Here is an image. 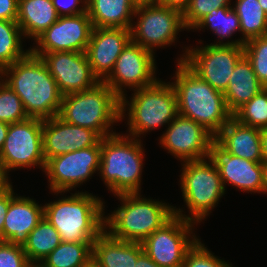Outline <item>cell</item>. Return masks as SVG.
<instances>
[{"label":"cell","instance_id":"cell-1","mask_svg":"<svg viewBox=\"0 0 267 267\" xmlns=\"http://www.w3.org/2000/svg\"><path fill=\"white\" fill-rule=\"evenodd\" d=\"M2 72L3 82L19 96L29 118L59 115L63 95L40 57L29 52Z\"/></svg>","mask_w":267,"mask_h":267},{"label":"cell","instance_id":"cell-2","mask_svg":"<svg viewBox=\"0 0 267 267\" xmlns=\"http://www.w3.org/2000/svg\"><path fill=\"white\" fill-rule=\"evenodd\" d=\"M173 82L178 114L202 125L214 137L233 118L223 92L199 78L183 62H177Z\"/></svg>","mask_w":267,"mask_h":267},{"label":"cell","instance_id":"cell-3","mask_svg":"<svg viewBox=\"0 0 267 267\" xmlns=\"http://www.w3.org/2000/svg\"><path fill=\"white\" fill-rule=\"evenodd\" d=\"M44 205V217L63 242L93 243L105 230V202L87 191L70 193Z\"/></svg>","mask_w":267,"mask_h":267},{"label":"cell","instance_id":"cell-4","mask_svg":"<svg viewBox=\"0 0 267 267\" xmlns=\"http://www.w3.org/2000/svg\"><path fill=\"white\" fill-rule=\"evenodd\" d=\"M142 140L115 133L101 139L98 174L110 192L141 194V176L145 157Z\"/></svg>","mask_w":267,"mask_h":267},{"label":"cell","instance_id":"cell-5","mask_svg":"<svg viewBox=\"0 0 267 267\" xmlns=\"http://www.w3.org/2000/svg\"><path fill=\"white\" fill-rule=\"evenodd\" d=\"M116 196L121 206L104 219L106 232L116 239L142 243L175 215L173 205L159 199H147L140 193Z\"/></svg>","mask_w":267,"mask_h":267},{"label":"cell","instance_id":"cell-6","mask_svg":"<svg viewBox=\"0 0 267 267\" xmlns=\"http://www.w3.org/2000/svg\"><path fill=\"white\" fill-rule=\"evenodd\" d=\"M133 92L130 101L127 94L121 98V121L127 117L128 124L126 132L129 134H125L141 139L144 133L168 126L178 115L177 98L171 82L158 79L154 84Z\"/></svg>","mask_w":267,"mask_h":267},{"label":"cell","instance_id":"cell-7","mask_svg":"<svg viewBox=\"0 0 267 267\" xmlns=\"http://www.w3.org/2000/svg\"><path fill=\"white\" fill-rule=\"evenodd\" d=\"M121 99L104 82L62 97L59 117L65 122L89 128L101 138L115 134L113 125L121 122Z\"/></svg>","mask_w":267,"mask_h":267},{"label":"cell","instance_id":"cell-8","mask_svg":"<svg viewBox=\"0 0 267 267\" xmlns=\"http://www.w3.org/2000/svg\"><path fill=\"white\" fill-rule=\"evenodd\" d=\"M183 164V165H182ZM180 189L187 211L174 206V214L195 224L203 222L226 194L218 169L208 159L181 163Z\"/></svg>","mask_w":267,"mask_h":267},{"label":"cell","instance_id":"cell-9","mask_svg":"<svg viewBox=\"0 0 267 267\" xmlns=\"http://www.w3.org/2000/svg\"><path fill=\"white\" fill-rule=\"evenodd\" d=\"M135 18L137 21H132L130 28L131 40L153 53L156 48L175 44L178 33L186 29L182 10L173 6L139 5Z\"/></svg>","mask_w":267,"mask_h":267},{"label":"cell","instance_id":"cell-10","mask_svg":"<svg viewBox=\"0 0 267 267\" xmlns=\"http://www.w3.org/2000/svg\"><path fill=\"white\" fill-rule=\"evenodd\" d=\"M177 62H183L214 89L225 92L237 62L244 56L243 45H200L184 47Z\"/></svg>","mask_w":267,"mask_h":267},{"label":"cell","instance_id":"cell-11","mask_svg":"<svg viewBox=\"0 0 267 267\" xmlns=\"http://www.w3.org/2000/svg\"><path fill=\"white\" fill-rule=\"evenodd\" d=\"M43 120L27 118L9 124L8 133L0 151V163L9 174L11 170L38 166L44 172L46 161L42 143Z\"/></svg>","mask_w":267,"mask_h":267},{"label":"cell","instance_id":"cell-12","mask_svg":"<svg viewBox=\"0 0 267 267\" xmlns=\"http://www.w3.org/2000/svg\"><path fill=\"white\" fill-rule=\"evenodd\" d=\"M100 157L101 140L95 146L50 158L44 172L51 193L63 195L83 185L94 173L99 172Z\"/></svg>","mask_w":267,"mask_h":267},{"label":"cell","instance_id":"cell-13","mask_svg":"<svg viewBox=\"0 0 267 267\" xmlns=\"http://www.w3.org/2000/svg\"><path fill=\"white\" fill-rule=\"evenodd\" d=\"M194 225L174 215L142 242L144 252L160 267H182L186 252L198 239Z\"/></svg>","mask_w":267,"mask_h":267},{"label":"cell","instance_id":"cell-14","mask_svg":"<svg viewBox=\"0 0 267 267\" xmlns=\"http://www.w3.org/2000/svg\"><path fill=\"white\" fill-rule=\"evenodd\" d=\"M156 69L155 53L131 40L103 82L121 99L127 88L133 91L154 84L159 79Z\"/></svg>","mask_w":267,"mask_h":267},{"label":"cell","instance_id":"cell-15","mask_svg":"<svg viewBox=\"0 0 267 267\" xmlns=\"http://www.w3.org/2000/svg\"><path fill=\"white\" fill-rule=\"evenodd\" d=\"M93 26L88 12L59 16L47 30L39 35L30 47L38 57L49 52H85L90 41Z\"/></svg>","mask_w":267,"mask_h":267},{"label":"cell","instance_id":"cell-16","mask_svg":"<svg viewBox=\"0 0 267 267\" xmlns=\"http://www.w3.org/2000/svg\"><path fill=\"white\" fill-rule=\"evenodd\" d=\"M214 138L199 123L178 114L160 136L159 143L183 163L208 158L209 145Z\"/></svg>","mask_w":267,"mask_h":267},{"label":"cell","instance_id":"cell-17","mask_svg":"<svg viewBox=\"0 0 267 267\" xmlns=\"http://www.w3.org/2000/svg\"><path fill=\"white\" fill-rule=\"evenodd\" d=\"M40 58L63 96L91 89L100 82L94 75L85 52H49Z\"/></svg>","mask_w":267,"mask_h":267},{"label":"cell","instance_id":"cell-18","mask_svg":"<svg viewBox=\"0 0 267 267\" xmlns=\"http://www.w3.org/2000/svg\"><path fill=\"white\" fill-rule=\"evenodd\" d=\"M208 159L218 169L226 190V184L247 193H262V163L232 155L215 138L209 145Z\"/></svg>","mask_w":267,"mask_h":267},{"label":"cell","instance_id":"cell-19","mask_svg":"<svg viewBox=\"0 0 267 267\" xmlns=\"http://www.w3.org/2000/svg\"><path fill=\"white\" fill-rule=\"evenodd\" d=\"M102 138L93 130L65 122L59 116L43 120V155L50 158L95 146Z\"/></svg>","mask_w":267,"mask_h":267},{"label":"cell","instance_id":"cell-20","mask_svg":"<svg viewBox=\"0 0 267 267\" xmlns=\"http://www.w3.org/2000/svg\"><path fill=\"white\" fill-rule=\"evenodd\" d=\"M130 41V29L93 27L85 53L100 82L110 75L117 58Z\"/></svg>","mask_w":267,"mask_h":267},{"label":"cell","instance_id":"cell-21","mask_svg":"<svg viewBox=\"0 0 267 267\" xmlns=\"http://www.w3.org/2000/svg\"><path fill=\"white\" fill-rule=\"evenodd\" d=\"M44 217V205L30 197L18 196L10 201L3 225V241L24 246L29 233Z\"/></svg>","mask_w":267,"mask_h":267},{"label":"cell","instance_id":"cell-22","mask_svg":"<svg viewBox=\"0 0 267 267\" xmlns=\"http://www.w3.org/2000/svg\"><path fill=\"white\" fill-rule=\"evenodd\" d=\"M262 130L246 126L232 118L215 136V139L232 155L262 163Z\"/></svg>","mask_w":267,"mask_h":267},{"label":"cell","instance_id":"cell-23","mask_svg":"<svg viewBox=\"0 0 267 267\" xmlns=\"http://www.w3.org/2000/svg\"><path fill=\"white\" fill-rule=\"evenodd\" d=\"M143 251L141 242L116 239L104 230L93 242L92 259L99 267H135Z\"/></svg>","mask_w":267,"mask_h":267},{"label":"cell","instance_id":"cell-24","mask_svg":"<svg viewBox=\"0 0 267 267\" xmlns=\"http://www.w3.org/2000/svg\"><path fill=\"white\" fill-rule=\"evenodd\" d=\"M58 18L52 0H18L16 21L26 39L35 40Z\"/></svg>","mask_w":267,"mask_h":267},{"label":"cell","instance_id":"cell-25","mask_svg":"<svg viewBox=\"0 0 267 267\" xmlns=\"http://www.w3.org/2000/svg\"><path fill=\"white\" fill-rule=\"evenodd\" d=\"M137 6L132 0H87L92 26L130 29Z\"/></svg>","mask_w":267,"mask_h":267},{"label":"cell","instance_id":"cell-26","mask_svg":"<svg viewBox=\"0 0 267 267\" xmlns=\"http://www.w3.org/2000/svg\"><path fill=\"white\" fill-rule=\"evenodd\" d=\"M264 88L256 77L251 62L244 55L237 62L228 87L223 93L228 110L233 114Z\"/></svg>","mask_w":267,"mask_h":267},{"label":"cell","instance_id":"cell-27","mask_svg":"<svg viewBox=\"0 0 267 267\" xmlns=\"http://www.w3.org/2000/svg\"><path fill=\"white\" fill-rule=\"evenodd\" d=\"M207 27V28H206ZM210 29L215 35L217 40L212 45H241V39L230 40L235 32L241 33L240 20L236 11L232 7H220L213 9L209 14L204 16L192 29L202 30ZM228 39L225 41V39ZM225 42H224V41Z\"/></svg>","mask_w":267,"mask_h":267},{"label":"cell","instance_id":"cell-28","mask_svg":"<svg viewBox=\"0 0 267 267\" xmlns=\"http://www.w3.org/2000/svg\"><path fill=\"white\" fill-rule=\"evenodd\" d=\"M233 5L240 20L241 45L249 39L267 35V13L258 0H236Z\"/></svg>","mask_w":267,"mask_h":267},{"label":"cell","instance_id":"cell-29","mask_svg":"<svg viewBox=\"0 0 267 267\" xmlns=\"http://www.w3.org/2000/svg\"><path fill=\"white\" fill-rule=\"evenodd\" d=\"M62 242L59 232L43 217L23 246L30 262H42Z\"/></svg>","mask_w":267,"mask_h":267},{"label":"cell","instance_id":"cell-30","mask_svg":"<svg viewBox=\"0 0 267 267\" xmlns=\"http://www.w3.org/2000/svg\"><path fill=\"white\" fill-rule=\"evenodd\" d=\"M23 38L17 21L0 20V69L14 64L30 52V49H23Z\"/></svg>","mask_w":267,"mask_h":267},{"label":"cell","instance_id":"cell-31","mask_svg":"<svg viewBox=\"0 0 267 267\" xmlns=\"http://www.w3.org/2000/svg\"><path fill=\"white\" fill-rule=\"evenodd\" d=\"M92 245L62 241L42 263L46 267H82L92 259Z\"/></svg>","mask_w":267,"mask_h":267},{"label":"cell","instance_id":"cell-32","mask_svg":"<svg viewBox=\"0 0 267 267\" xmlns=\"http://www.w3.org/2000/svg\"><path fill=\"white\" fill-rule=\"evenodd\" d=\"M233 118L246 126L267 129V88L238 108L233 113Z\"/></svg>","mask_w":267,"mask_h":267},{"label":"cell","instance_id":"cell-33","mask_svg":"<svg viewBox=\"0 0 267 267\" xmlns=\"http://www.w3.org/2000/svg\"><path fill=\"white\" fill-rule=\"evenodd\" d=\"M243 48L256 77L267 88V35L247 40Z\"/></svg>","mask_w":267,"mask_h":267},{"label":"cell","instance_id":"cell-34","mask_svg":"<svg viewBox=\"0 0 267 267\" xmlns=\"http://www.w3.org/2000/svg\"><path fill=\"white\" fill-rule=\"evenodd\" d=\"M27 118L29 117L19 96L2 81L0 84V121L13 124Z\"/></svg>","mask_w":267,"mask_h":267},{"label":"cell","instance_id":"cell-35","mask_svg":"<svg viewBox=\"0 0 267 267\" xmlns=\"http://www.w3.org/2000/svg\"><path fill=\"white\" fill-rule=\"evenodd\" d=\"M232 0H189L183 8V22L187 31L192 28L213 9L232 7Z\"/></svg>","mask_w":267,"mask_h":267},{"label":"cell","instance_id":"cell-36","mask_svg":"<svg viewBox=\"0 0 267 267\" xmlns=\"http://www.w3.org/2000/svg\"><path fill=\"white\" fill-rule=\"evenodd\" d=\"M182 267H233L226 260L218 258L201 242V238L188 249Z\"/></svg>","mask_w":267,"mask_h":267},{"label":"cell","instance_id":"cell-37","mask_svg":"<svg viewBox=\"0 0 267 267\" xmlns=\"http://www.w3.org/2000/svg\"><path fill=\"white\" fill-rule=\"evenodd\" d=\"M28 262L22 246L0 241V267H25Z\"/></svg>","mask_w":267,"mask_h":267},{"label":"cell","instance_id":"cell-38","mask_svg":"<svg viewBox=\"0 0 267 267\" xmlns=\"http://www.w3.org/2000/svg\"><path fill=\"white\" fill-rule=\"evenodd\" d=\"M52 2L59 16L77 15L87 12V0H52Z\"/></svg>","mask_w":267,"mask_h":267},{"label":"cell","instance_id":"cell-39","mask_svg":"<svg viewBox=\"0 0 267 267\" xmlns=\"http://www.w3.org/2000/svg\"><path fill=\"white\" fill-rule=\"evenodd\" d=\"M17 195L14 193L13 185L0 194V241H3V225L9 208L10 201Z\"/></svg>","mask_w":267,"mask_h":267},{"label":"cell","instance_id":"cell-40","mask_svg":"<svg viewBox=\"0 0 267 267\" xmlns=\"http://www.w3.org/2000/svg\"><path fill=\"white\" fill-rule=\"evenodd\" d=\"M18 0H0V20L16 21Z\"/></svg>","mask_w":267,"mask_h":267},{"label":"cell","instance_id":"cell-41","mask_svg":"<svg viewBox=\"0 0 267 267\" xmlns=\"http://www.w3.org/2000/svg\"><path fill=\"white\" fill-rule=\"evenodd\" d=\"M135 267H160L144 251L138 256Z\"/></svg>","mask_w":267,"mask_h":267},{"label":"cell","instance_id":"cell-42","mask_svg":"<svg viewBox=\"0 0 267 267\" xmlns=\"http://www.w3.org/2000/svg\"><path fill=\"white\" fill-rule=\"evenodd\" d=\"M11 185L12 183L10 182L8 173L0 163V194L6 191Z\"/></svg>","mask_w":267,"mask_h":267},{"label":"cell","instance_id":"cell-43","mask_svg":"<svg viewBox=\"0 0 267 267\" xmlns=\"http://www.w3.org/2000/svg\"><path fill=\"white\" fill-rule=\"evenodd\" d=\"M189 0H155V4L177 7L181 10L188 4Z\"/></svg>","mask_w":267,"mask_h":267},{"label":"cell","instance_id":"cell-44","mask_svg":"<svg viewBox=\"0 0 267 267\" xmlns=\"http://www.w3.org/2000/svg\"><path fill=\"white\" fill-rule=\"evenodd\" d=\"M262 162H267V129L261 132Z\"/></svg>","mask_w":267,"mask_h":267},{"label":"cell","instance_id":"cell-45","mask_svg":"<svg viewBox=\"0 0 267 267\" xmlns=\"http://www.w3.org/2000/svg\"><path fill=\"white\" fill-rule=\"evenodd\" d=\"M8 129H9V124L6 122L0 121V151L6 139Z\"/></svg>","mask_w":267,"mask_h":267},{"label":"cell","instance_id":"cell-46","mask_svg":"<svg viewBox=\"0 0 267 267\" xmlns=\"http://www.w3.org/2000/svg\"><path fill=\"white\" fill-rule=\"evenodd\" d=\"M263 194H267V162H262Z\"/></svg>","mask_w":267,"mask_h":267},{"label":"cell","instance_id":"cell-47","mask_svg":"<svg viewBox=\"0 0 267 267\" xmlns=\"http://www.w3.org/2000/svg\"><path fill=\"white\" fill-rule=\"evenodd\" d=\"M136 6L155 4V0H132Z\"/></svg>","mask_w":267,"mask_h":267},{"label":"cell","instance_id":"cell-48","mask_svg":"<svg viewBox=\"0 0 267 267\" xmlns=\"http://www.w3.org/2000/svg\"><path fill=\"white\" fill-rule=\"evenodd\" d=\"M25 267H46L42 262H28Z\"/></svg>","mask_w":267,"mask_h":267},{"label":"cell","instance_id":"cell-49","mask_svg":"<svg viewBox=\"0 0 267 267\" xmlns=\"http://www.w3.org/2000/svg\"><path fill=\"white\" fill-rule=\"evenodd\" d=\"M82 267H99L98 264L93 260L90 259L85 265Z\"/></svg>","mask_w":267,"mask_h":267},{"label":"cell","instance_id":"cell-50","mask_svg":"<svg viewBox=\"0 0 267 267\" xmlns=\"http://www.w3.org/2000/svg\"><path fill=\"white\" fill-rule=\"evenodd\" d=\"M262 9L267 13V0H258Z\"/></svg>","mask_w":267,"mask_h":267},{"label":"cell","instance_id":"cell-51","mask_svg":"<svg viewBox=\"0 0 267 267\" xmlns=\"http://www.w3.org/2000/svg\"><path fill=\"white\" fill-rule=\"evenodd\" d=\"M2 81H3V72H2V69H0V84Z\"/></svg>","mask_w":267,"mask_h":267}]
</instances>
